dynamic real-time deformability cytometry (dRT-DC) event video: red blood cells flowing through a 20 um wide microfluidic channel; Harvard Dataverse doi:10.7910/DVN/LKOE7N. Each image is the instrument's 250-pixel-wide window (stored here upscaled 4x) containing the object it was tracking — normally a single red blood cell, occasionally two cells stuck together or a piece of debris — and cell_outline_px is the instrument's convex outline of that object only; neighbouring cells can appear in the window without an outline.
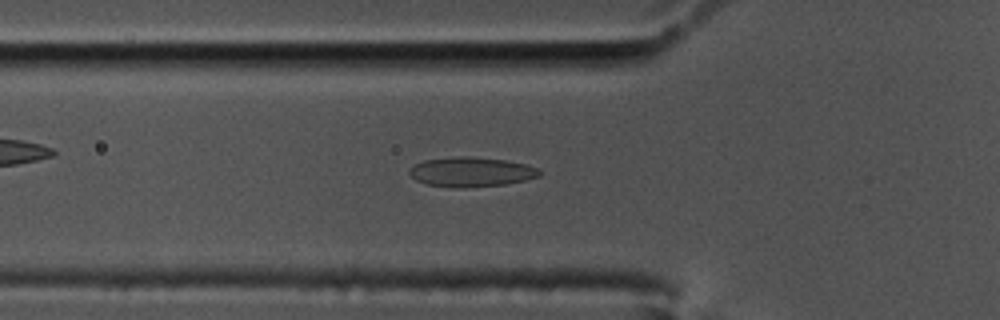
{"species": "common noctule bat (a hibernating species)", "species_latin": "Nyctalus noctula", "temperature_condition": "cold", "stored_images_in_passage": 47, "camera_frame_rate_fps": 3000, "um_per_image_px": 0.085, "animal": {"sex": "male", "body_mass_g": 17.5, "forearm_length_mm": 52.3}, "frame": {"image": 1, "passage_image": 9, "time_ms": 2.667, "image_size_px": [1000, 320], "cell_outline_px": [[544, 172], [540, 176], [524, 180], [504, 184], [464, 188], [456, 188], [428, 184], [416, 180], [408, 172], [416, 164], [424, 160], [456, 156], [468, 156], [504, 160], [524, 164], [540, 168]], "centroid_in_image_um": [40.09, 14.61], "position_along_channel_um": 85.7, "area_um2": 22.37}}
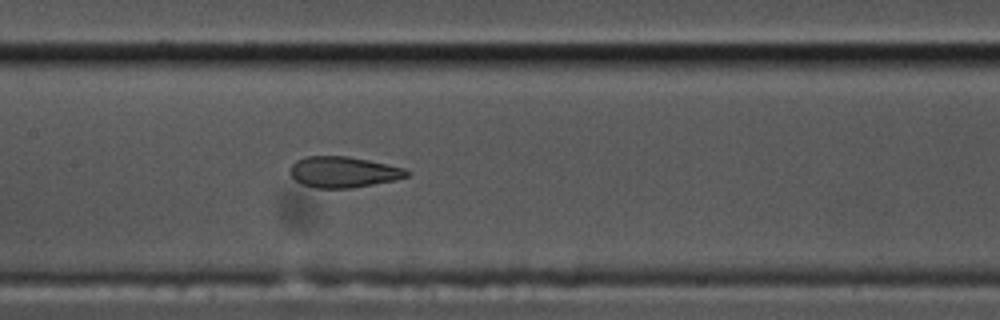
{"frame": {"image": 2, "passage_image": 17, "time_ms": 5.333, "image_size_px": [1000, 320], "cell_outline_px": [[412, 172], [408, 176], [396, 180], [352, 188], [316, 188], [300, 184], [288, 172], [288, 168], [296, 160], [308, 156], [348, 156], [368, 160], [404, 168]], "centroid_in_image_um": [29.17, 14.62], "position_along_channel_um": 178.2, "area_um2": 21.21}}
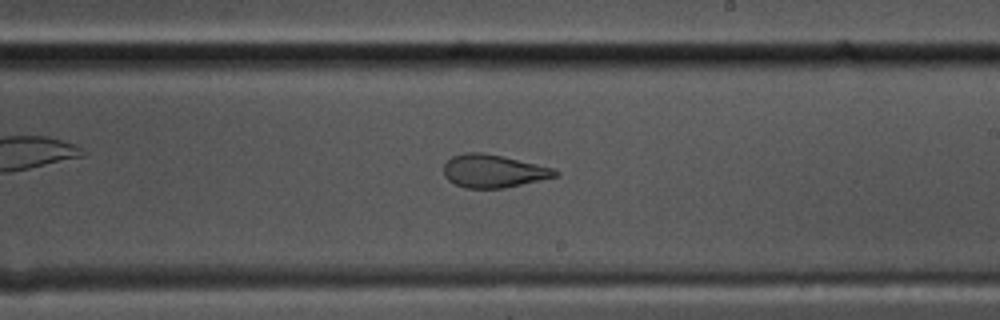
{"frame": {"image": 3, "passage_image": 23, "time_ms": 7.333, "image_size_px": [1000, 320], "cell_outline_px": [[560, 172], [556, 176], [520, 184], [500, 188], [464, 188], [448, 180], [444, 176], [444, 164], [452, 156], [464, 152], [484, 152], [552, 168]], "centroid_in_image_um": [41.87, 14.53], "position_along_channel_um": 247.1, "area_um2": 21.04}, "authors_computed_cell_mechanics": {"area_um2": 22.3108, "velocity_mm_per_s": 3.4585, "shape_relaxation_time_tau1_ms": null, "shape_relaxation_time_tau2_ms": 1.5645, "deformation_change_tau1": null, "deformation_change_tau2": 0.0745}}